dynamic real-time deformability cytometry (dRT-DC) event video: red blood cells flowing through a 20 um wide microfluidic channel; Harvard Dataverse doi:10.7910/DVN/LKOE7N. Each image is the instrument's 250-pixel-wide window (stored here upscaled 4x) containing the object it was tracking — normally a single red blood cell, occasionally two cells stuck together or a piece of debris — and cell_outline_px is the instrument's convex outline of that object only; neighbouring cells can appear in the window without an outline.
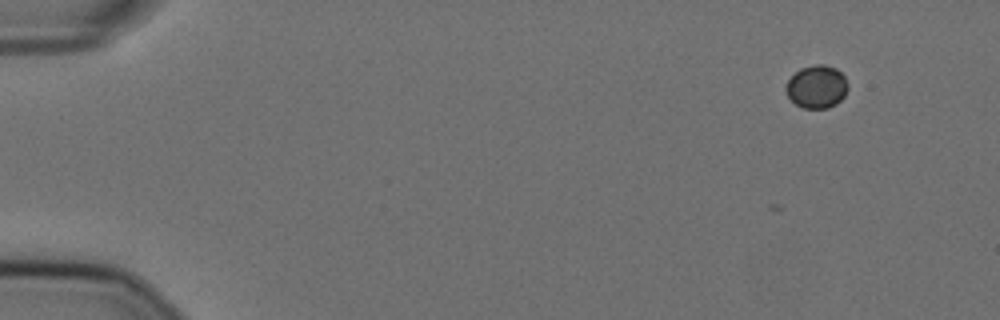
{"species": "Egyptian fruit bat (a non-hibernating species)", "species_latin": "Rousettus aegyptiacus", "temperature_condition": "cold", "stored_images_in_passage": 5, "camera_frame_rate_fps": 3000, "um_per_image_px": 0.085, "animal": {"sex": "female"}, "frame": {"image": 1, "passage_image": 1, "time_ms": 0.0, "image_size_px": [1000, 320], "cell_outline_px": [[848, 88], [844, 96], [836, 104], [828, 108], [804, 108], [796, 104], [788, 96], [788, 80], [800, 68], [816, 64], [824, 64], [836, 68], [844, 76], [848, 84]], "centroid_in_image_um": [69.46, 7.36], "position_along_channel_um": 15.5, "area_um2": 15.26}}